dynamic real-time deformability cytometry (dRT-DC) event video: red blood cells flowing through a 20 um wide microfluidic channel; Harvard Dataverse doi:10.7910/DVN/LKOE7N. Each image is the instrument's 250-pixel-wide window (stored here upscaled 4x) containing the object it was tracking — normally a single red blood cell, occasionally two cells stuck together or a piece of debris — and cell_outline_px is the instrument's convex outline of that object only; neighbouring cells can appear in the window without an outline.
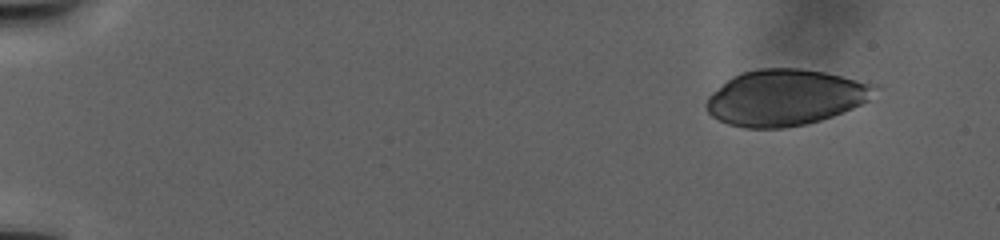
{"species": "human", "species_latin": "Homo sapiens", "temperature_condition": "warm", "stored_images_in_passage": 132, "camera_frame_rate_fps": 3000, "um_per_image_px": 0.085, "donor": {"sex": "male"}, "frame": {"image": 1, "passage_image": 1, "time_ms": 0.0, "image_size_px": [1000, 240], "cell_outline_px": [[876, 88], [868, 100], [852, 108], [832, 116], [820, 120], [804, 124], [784, 128], [744, 128], [728, 124], [712, 116], [708, 112], [704, 104], [708, 96], [712, 92], [732, 76], [756, 68], [800, 68], [824, 72], [876, 84]], "centroid_in_image_um": [66.7, 8.28], "position_along_channel_um": 18.3, "area_um2": 54.74}}
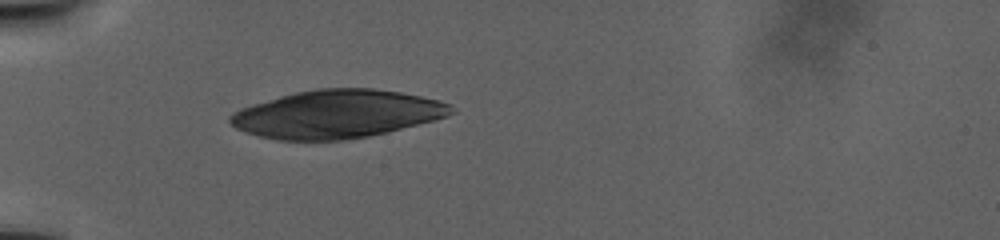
{"frame": {"image": 2, "passage_image": 36, "time_ms": 11.667, "image_size_px": [1000, 240], "cell_outline_px": [[456, 112], [448, 116], [368, 136], [344, 140], [276, 140], [244, 132], [236, 128], [228, 120], [228, 116], [240, 108], [252, 104], [280, 96], [296, 92], [316, 88], [372, 88], [400, 92], [420, 96], [452, 104]], "centroid_in_image_um": [28.6, 9.69], "position_along_channel_um": 56.4, "area_um2": 61.61}}